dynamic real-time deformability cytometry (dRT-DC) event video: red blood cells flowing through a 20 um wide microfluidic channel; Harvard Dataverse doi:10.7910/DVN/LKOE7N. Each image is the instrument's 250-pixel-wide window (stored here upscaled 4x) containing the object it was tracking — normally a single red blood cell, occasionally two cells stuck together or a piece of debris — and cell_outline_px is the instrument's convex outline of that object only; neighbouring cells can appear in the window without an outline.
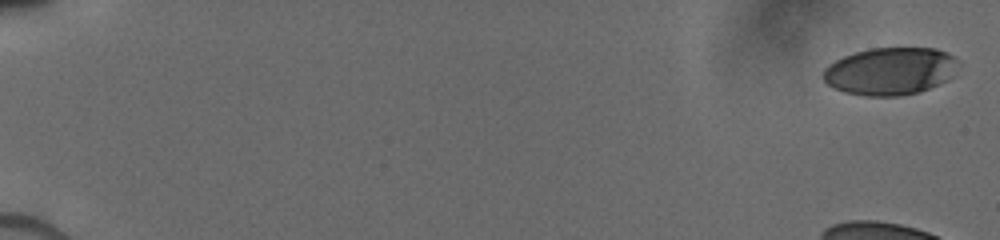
{"species": "human", "species_latin": "Homo sapiens", "temperature_condition": "cold", "stored_images_in_passage": 11, "camera_frame_rate_fps": 3000, "um_per_image_px": 0.085, "donor": {"sex": "male"}, "frame": {"image": 1, "passage_image": 1, "time_ms": 0.0, "image_size_px": [1000, 240], "cell_outline_px": [[956, 60], [948, 80], [940, 84], [920, 92], [900, 96], [864, 96], [844, 92], [832, 88], [824, 80], [824, 68], [836, 60], [844, 56], [856, 52], [872, 48], [936, 48], [952, 56]], "centroid_in_image_um": [75.62, 6.07], "position_along_channel_um": 9.4, "area_um2": 37.05}}